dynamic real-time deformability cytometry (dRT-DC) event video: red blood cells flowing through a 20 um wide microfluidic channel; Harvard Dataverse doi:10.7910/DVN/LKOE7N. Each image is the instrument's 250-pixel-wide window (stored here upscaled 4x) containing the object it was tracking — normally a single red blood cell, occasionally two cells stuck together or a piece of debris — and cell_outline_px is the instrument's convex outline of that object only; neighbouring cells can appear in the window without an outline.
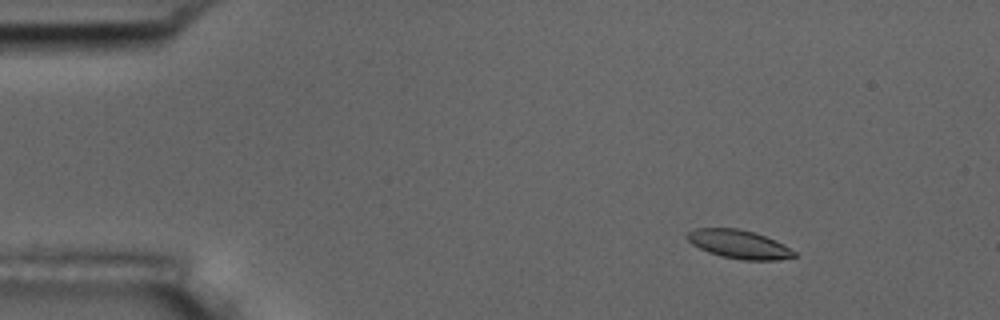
{"species": "common noctule bat (a hibernating species)", "species_latin": "Nyctalus noctula", "temperature_condition": "room temperature", "stored_images_in_passage": 5, "segment_of_instrument_passage": [1, 2], "camera_frame_rate_fps": 3000, "um_per_image_px": 0.085, "animal": {"sex": "male", "body_mass_g": 17.5, "forearm_length_mm": 52.3}, "frame": {"image": 1, "passage_image": 2, "time_ms": 1.333, "image_size_px": [1000, 320], "cell_outline_px": [[796, 256], [776, 260], [744, 260], [720, 256], [708, 252], [692, 244], [684, 236], [688, 232], [696, 228], [740, 228], [776, 240], [784, 244], [796, 252]], "centroid_in_image_um": [62.8, 20.76], "position_along_channel_um": 22.2, "area_um2": 17.8}}